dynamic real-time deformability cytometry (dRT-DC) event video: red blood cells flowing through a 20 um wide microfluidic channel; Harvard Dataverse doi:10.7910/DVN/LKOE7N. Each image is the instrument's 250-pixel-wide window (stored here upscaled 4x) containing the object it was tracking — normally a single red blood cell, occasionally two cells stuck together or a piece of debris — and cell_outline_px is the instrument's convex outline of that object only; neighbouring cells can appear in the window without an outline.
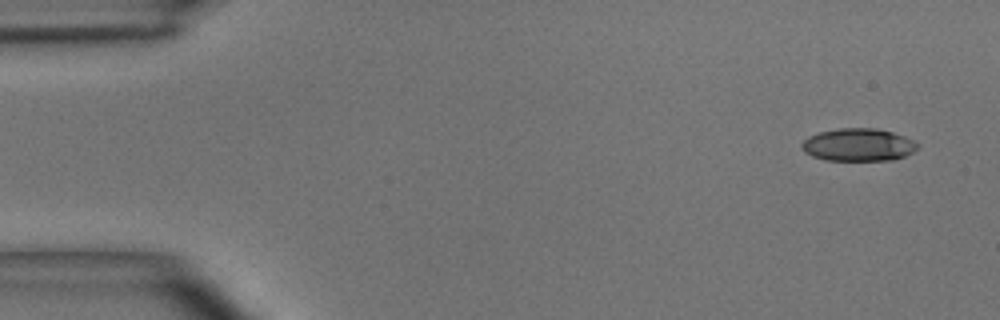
{"species": "common noctule bat (a hibernating species)", "species_latin": "Nyctalus noctula", "temperature_condition": "room temperature", "stored_images_in_passage": 42, "camera_frame_rate_fps": 3000, "um_per_image_px": 0.085, "animal": {"sex": "male", "body_mass_g": 15.6}, "frame": {"image": 1, "passage_image": 1, "time_ms": 0.0, "image_size_px": [1000, 320], "cell_outline_px": [[920, 144], [912, 152], [904, 156], [892, 160], [824, 160], [812, 156], [804, 152], [800, 144], [808, 136], [820, 132], [840, 128], [876, 128], [892, 132], [916, 140]], "centroid_in_image_um": [72.96, 12.3], "position_along_channel_um": 12.0, "area_um2": 22.14}}
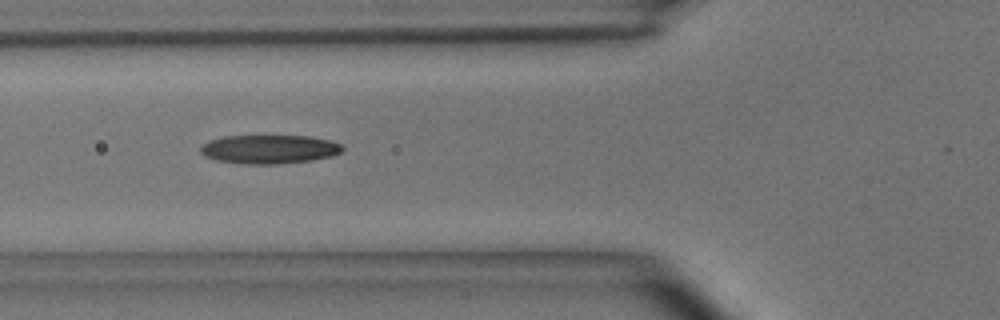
{"frame": {"image": 2, "passage_image": 16, "time_ms": 5.0, "image_size_px": [1000, 320], "cell_outline_px": [[344, 148], [340, 152], [332, 156], [312, 160], [280, 164], [240, 164], [216, 160], [204, 156], [200, 152], [200, 144], [208, 140], [224, 136], [312, 136], [332, 140], [340, 144]], "centroid_in_image_um": [22.86, 12.68], "position_along_channel_um": 102.9, "area_um2": 24.16}}
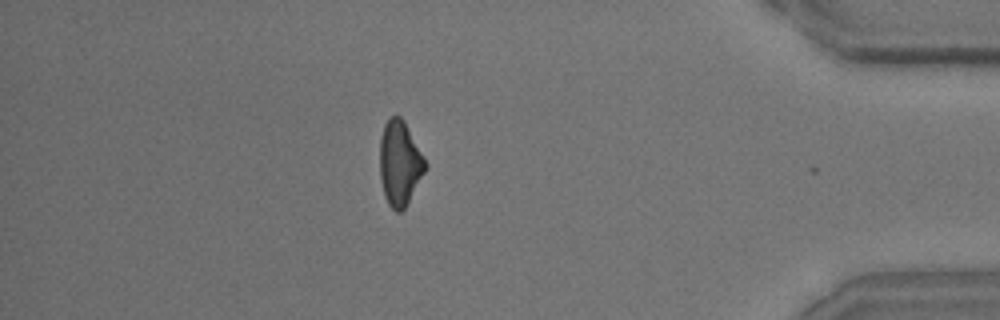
{"frame": {"image": 3, "passage_image": 41, "time_ms": 13.333, "image_size_px": [1000, 320], "cell_outline_px": [[428, 164], [424, 172], [404, 208], [400, 212], [396, 212], [388, 204], [384, 196], [380, 176], [380, 136], [384, 124], [392, 116], [400, 116], [404, 120], [424, 156]], "centroid_in_image_um": [33.97, 13.85], "position_along_channel_um": 401.2, "area_um2": 22.31}, "authors_computed_cell_mechanics": {"area_um2": 23.0622, "velocity_mm_per_s": 4.0679, "shape_relaxation_time_tau1_ms": 4.0101, "shape_relaxation_time_tau2_ms": 7.9661, "deformation_change_tau1": 0.1335, "deformation_change_tau2": 0.2062}}